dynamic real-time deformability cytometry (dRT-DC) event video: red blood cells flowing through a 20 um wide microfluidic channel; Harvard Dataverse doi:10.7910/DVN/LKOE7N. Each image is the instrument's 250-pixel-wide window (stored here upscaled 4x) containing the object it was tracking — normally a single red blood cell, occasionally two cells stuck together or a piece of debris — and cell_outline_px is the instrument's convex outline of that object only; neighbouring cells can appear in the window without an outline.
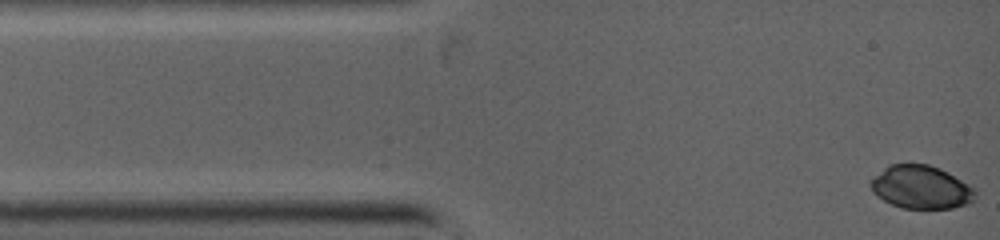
{"species": "common noctule bat (a hibernating species)", "species_latin": "Nyctalus noctula", "temperature_condition": "warm", "stored_images_in_passage": 36, "camera_frame_rate_fps": 5000, "um_per_image_px": 0.085, "animal": {"sex": "female", "body_mass_g": 19.0, "forearm_length_mm": 53.3}, "frame": {"image": 1, "passage_image": 1, "time_ms": 0.0, "image_size_px": [1000, 240], "cell_outline_px": [[976, 200], [952, 208], [904, 208], [892, 204], [876, 196], [872, 192], [868, 184], [888, 164], [928, 164], [940, 168], [948, 172], [968, 184], [976, 192]], "centroid_in_image_um": [78.28, 15.9], "position_along_channel_um": 6.7, "area_um2": 26.18}}
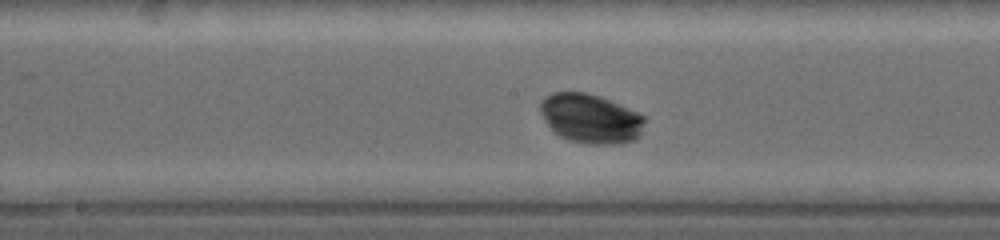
{"frame": {"image": 2, "passage_image": 21, "time_ms": 5.4, "image_size_px": [1000, 240], "cell_outline_px": [[644, 120], [640, 132], [632, 140], [620, 144], [592, 144], [568, 140], [560, 136], [544, 120], [540, 112], [540, 104], [544, 96], [552, 92], [584, 92], [600, 96], [628, 108], [644, 116]], "centroid_in_image_um": [50.16, 10.06], "position_along_channel_um": 198.0, "area_um2": 29.65}}
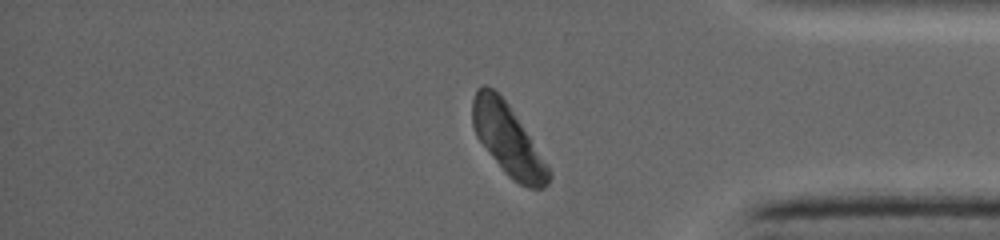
{"frame": {"image": 3, "passage_image": 36, "time_ms": 9.8, "image_size_px": [1000, 240], "cell_outline_px": [[552, 176], [548, 184], [544, 188], [528, 188], [512, 180], [504, 172], [476, 136], [472, 124], [472, 100], [476, 88], [484, 84], [492, 88], [508, 104], [552, 172]], "centroid_in_image_um": [43.15, 11.89], "position_along_channel_um": 392.0, "area_um2": 31.04}}